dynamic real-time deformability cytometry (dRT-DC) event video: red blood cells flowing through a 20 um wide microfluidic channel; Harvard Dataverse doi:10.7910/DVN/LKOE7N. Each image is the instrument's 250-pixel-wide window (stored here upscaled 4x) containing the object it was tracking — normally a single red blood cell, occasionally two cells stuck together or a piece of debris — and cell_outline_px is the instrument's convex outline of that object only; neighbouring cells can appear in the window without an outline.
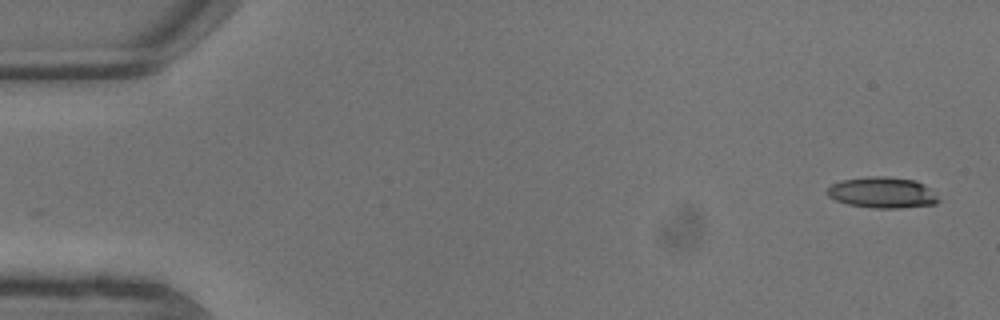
{"species": "common noctule bat (a hibernating species)", "species_latin": "Nyctalus noctula", "temperature_condition": "warm", "stored_images_in_passage": 6, "camera_frame_rate_fps": 3000, "um_per_image_px": 0.085, "animal": {"sex": "male", "body_mass_g": 13.3}, "frame": {"image": 1, "passage_image": 1, "time_ms": 0.0, "image_size_px": [1000, 320], "cell_outline_px": [[940, 200], [936, 204], [900, 208], [872, 208], [848, 204], [836, 200], [828, 196], [828, 188], [832, 184], [840, 180], [868, 176], [888, 176], [916, 180], [924, 184]], "centroid_in_image_um": [74.99, 16.36], "position_along_channel_um": 10.0, "area_um2": 20.11}}
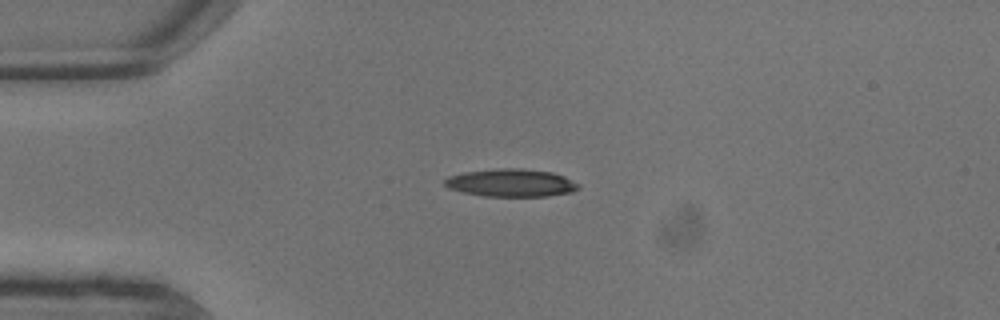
{"frame": {"image": 2, "passage_image": 5, "time_ms": 1.333, "image_size_px": [1000, 320], "cell_outline_px": [[580, 188], [572, 192], [548, 196], [484, 196], [464, 192], [448, 188], [444, 184], [444, 180], [448, 176], [464, 172], [500, 168], [520, 168], [552, 172], [564, 176], [580, 184]], "centroid_in_image_um": [43.46, 15.54], "position_along_channel_um": 41.5, "area_um2": 21.68}}